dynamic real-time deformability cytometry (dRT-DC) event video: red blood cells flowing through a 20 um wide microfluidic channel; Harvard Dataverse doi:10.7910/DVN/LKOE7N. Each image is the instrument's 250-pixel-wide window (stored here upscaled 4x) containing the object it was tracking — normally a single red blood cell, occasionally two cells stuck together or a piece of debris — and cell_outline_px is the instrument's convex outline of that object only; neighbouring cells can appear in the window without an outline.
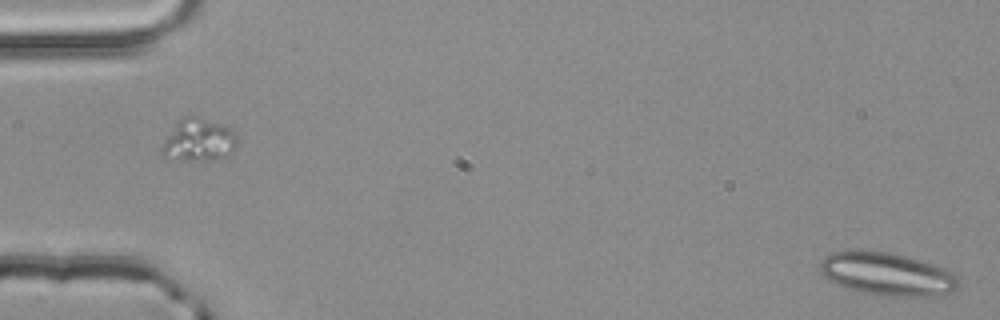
{"species": "common noctule bat (a hibernating species)", "species_latin": "Nyctalus noctula", "temperature_condition": "room temperature", "stored_images_in_passage": 4, "camera_frame_rate_fps": 3000, "um_per_image_px": 0.085, "animal": {"sex": "male", "body_mass_g": 20.4}, "frame": {"image": 1, "passage_image": 1, "time_ms": 0.0, "image_size_px": [1000, 320], "cell_outline_px": [[956, 288], [948, 292], [932, 296], [884, 296], [848, 288], [836, 284], [828, 280], [820, 272], [820, 260], [824, 256], [832, 252], [844, 248], [860, 248], [888, 252], [904, 256], [944, 268], [952, 272], [956, 276]], "centroid_in_image_um": [75.28, 23.25], "position_along_channel_um": 9.7, "area_um2": 34.74}}